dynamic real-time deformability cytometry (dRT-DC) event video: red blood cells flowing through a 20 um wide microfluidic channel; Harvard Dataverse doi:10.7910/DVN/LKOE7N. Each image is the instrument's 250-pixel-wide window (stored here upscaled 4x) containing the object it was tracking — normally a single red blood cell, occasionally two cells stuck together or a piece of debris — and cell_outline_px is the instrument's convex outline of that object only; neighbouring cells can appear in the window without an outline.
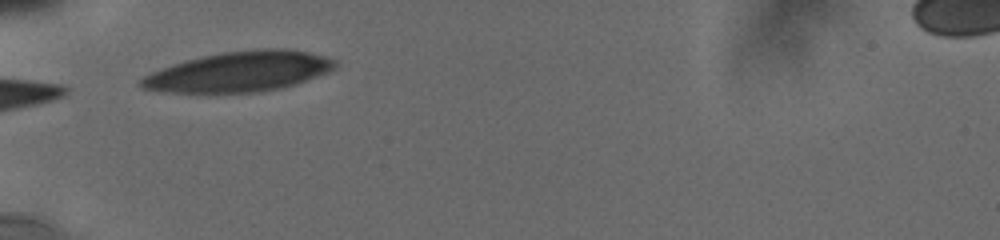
{"species": "human", "species_latin": "Homo sapiens", "temperature_condition": "cold", "stored_images_in_passage": 4, "camera_frame_rate_fps": 3000, "um_per_image_px": 0.085, "donor": {"sex": "male"}, "frame": {"image": 1, "passage_image": 1, "time_ms": 0.0, "image_size_px": [1000, 240], "cell_outline_px": [[336, 68], [328, 72], [280, 88], [252, 92], [172, 92], [140, 88], [140, 80], [144, 76], [160, 68], [184, 60], [200, 56], [220, 52], [252, 48], [288, 48], [308, 52], [324, 56], [336, 60]], "centroid_in_image_um": [20.32, 6.06], "position_along_channel_um": 64.7, "area_um2": 45.26}}